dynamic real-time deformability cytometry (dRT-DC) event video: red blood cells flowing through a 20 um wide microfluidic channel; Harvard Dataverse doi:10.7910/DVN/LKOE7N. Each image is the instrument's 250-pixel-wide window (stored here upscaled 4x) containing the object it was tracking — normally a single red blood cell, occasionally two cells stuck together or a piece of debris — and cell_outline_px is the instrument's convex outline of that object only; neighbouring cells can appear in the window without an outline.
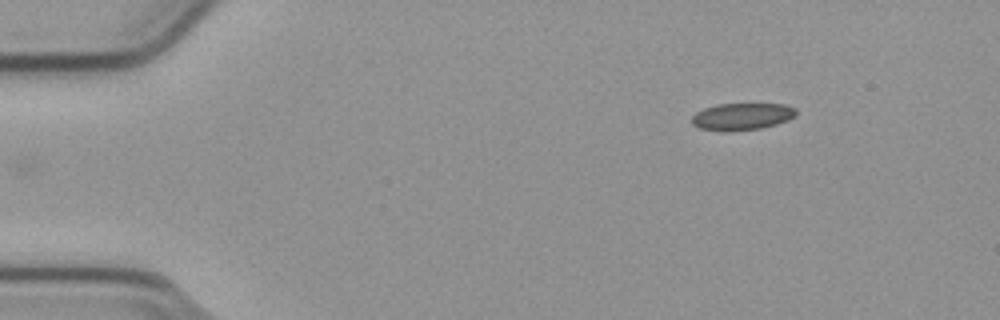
{"species": "common noctule bat (a hibernating species)", "species_latin": "Nyctalus noctula", "temperature_condition": "cold", "stored_images_in_passage": 42, "camera_frame_rate_fps": 3000, "um_per_image_px": 0.085, "animal": {"sex": "male", "body_mass_g": 23.1, "forearm_length_mm": 52.7}, "frame": {"image": 1, "passage_image": 1, "time_ms": 0.0, "image_size_px": [1000, 320], "cell_outline_px": [[796, 116], [788, 120], [776, 124], [760, 128], [728, 132], [724, 132], [700, 128], [692, 124], [692, 116], [696, 112], [704, 108], [716, 104], [784, 104], [796, 108]], "centroid_in_image_um": [63.06, 9.91], "position_along_channel_um": 21.9, "area_um2": 16.53}}
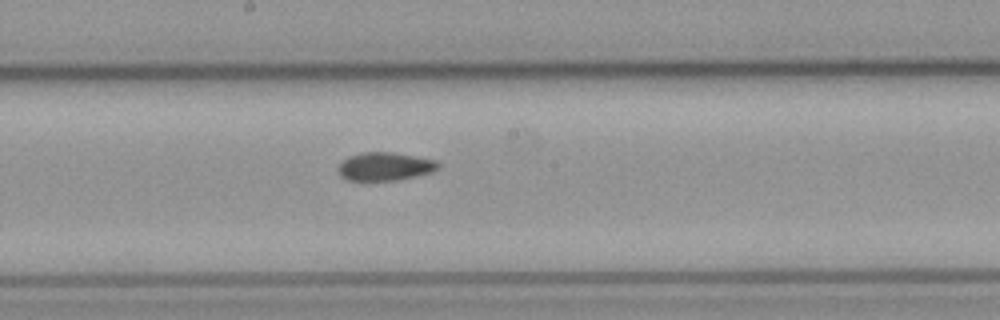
{"frame": {"image": 2, "passage_image": 23, "time_ms": 7.333, "image_size_px": [1000, 320], "cell_outline_px": [[440, 168], [432, 172], [396, 180], [348, 180], [340, 176], [336, 168], [348, 156], [364, 152], [392, 152], [436, 160], [440, 164]], "centroid_in_image_um": [32.71, 14.14], "position_along_channel_um": 215.5, "area_um2": 16.42}}
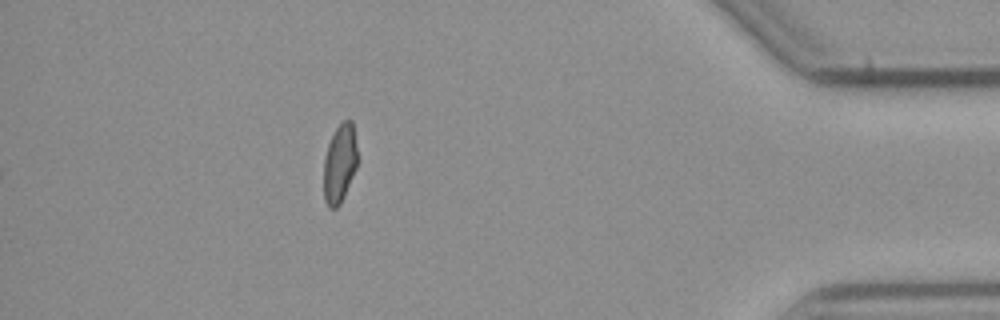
{"frame": {"image": 3, "passage_image": 42, "time_ms": 13.667, "image_size_px": [1000, 320], "cell_outline_px": [[356, 168], [344, 196], [340, 204], [336, 208], [328, 208], [324, 200], [324, 160], [328, 144], [336, 128], [344, 120], [352, 120], [356, 144]], "centroid_in_image_um": [28.86, 13.92], "position_along_channel_um": 406.3, "area_um2": 15.26}, "authors_computed_cell_mechanics": {"area_um2": 16.9065, "velocity_mm_per_s": 3.8016, "shape_relaxation_time_tau1_ms": null, "shape_relaxation_time_tau2_ms": 2.4214, "deformation_change_tau1": null, "deformation_change_tau2": 0.0815}}